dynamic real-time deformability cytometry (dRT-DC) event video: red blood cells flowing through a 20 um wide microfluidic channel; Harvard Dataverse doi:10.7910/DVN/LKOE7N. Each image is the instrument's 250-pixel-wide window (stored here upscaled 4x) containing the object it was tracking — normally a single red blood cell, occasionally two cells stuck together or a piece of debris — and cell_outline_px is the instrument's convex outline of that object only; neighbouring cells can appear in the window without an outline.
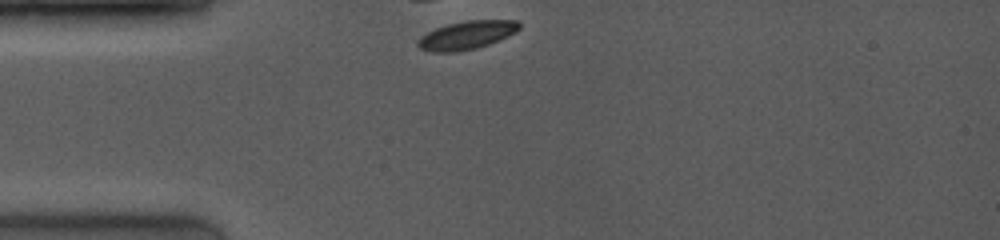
{"species": "common noctule bat (a hibernating species)", "species_latin": "Nyctalus noctula", "temperature_condition": "room temperature", "stored_images_in_passage": 2, "camera_frame_rate_fps": 4000, "um_per_image_px": 0.085, "animal": {"sex": "female", "body_mass_g": 19.0, "forearm_length_mm": 53.3}, "frame": {"image": 1, "passage_image": 1, "time_ms": 0.0, "image_size_px": [1000, 240], "cell_outline_px": [[520, 28], [516, 32], [508, 36], [488, 44], [476, 48], [456, 52], [432, 52], [420, 48], [416, 44], [416, 40], [420, 36], [436, 28], [448, 24], [468, 20], [516, 20], [520, 24]], "centroid_in_image_um": [39.65, 2.99], "position_along_channel_um": 45.4, "area_um2": 16.7}}